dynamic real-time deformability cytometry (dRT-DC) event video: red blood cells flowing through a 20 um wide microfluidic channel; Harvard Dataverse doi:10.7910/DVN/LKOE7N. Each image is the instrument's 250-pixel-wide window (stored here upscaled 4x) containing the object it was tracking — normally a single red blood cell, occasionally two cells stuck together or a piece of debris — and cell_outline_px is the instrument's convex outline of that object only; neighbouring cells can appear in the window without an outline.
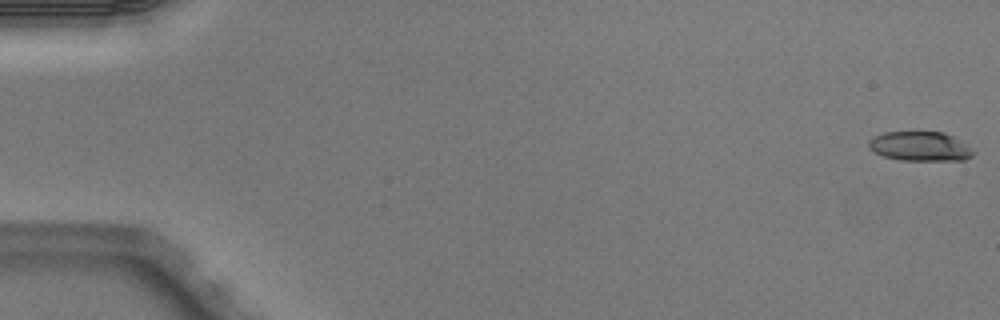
{"species": "Egyptian fruit bat (a non-hibernating species)", "species_latin": "Rousettus aegyptiacus", "temperature_condition": "warm", "stored_images_in_passage": 5, "camera_frame_rate_fps": 3000, "um_per_image_px": 0.085, "animal": {"sex": "male"}, "frame": {"image": 1, "passage_image": 1, "time_ms": 0.0, "image_size_px": [1000, 320], "cell_outline_px": [[976, 152], [972, 156], [964, 160], [900, 160], [884, 156], [868, 148], [868, 140], [872, 136], [884, 132], [944, 132], [952, 136]], "centroid_in_image_um": [78.17, 12.43], "position_along_channel_um": 6.8, "area_um2": 17.86}}
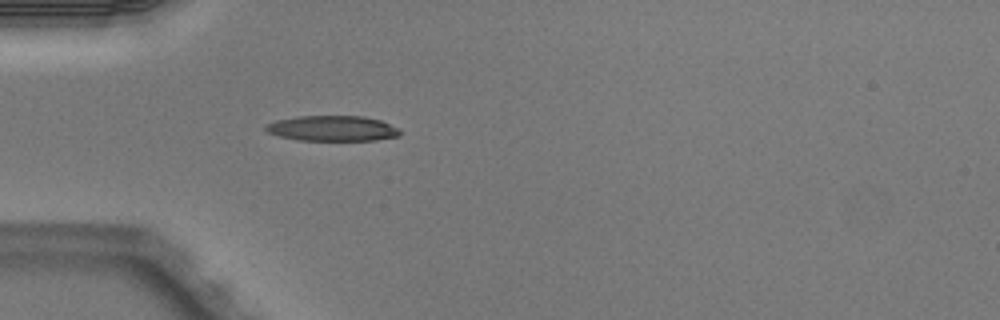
{"frame": {"image": 2, "passage_image": 5, "time_ms": 1.333, "image_size_px": [1000, 320], "cell_outline_px": [[400, 136], [376, 140], [300, 140], [280, 136], [268, 132], [264, 128], [268, 124], [276, 120], [300, 116], [364, 116], [380, 120], [400, 128]], "centroid_in_image_um": [28.31, 10.91], "position_along_channel_um": 56.7, "area_um2": 19.77}}